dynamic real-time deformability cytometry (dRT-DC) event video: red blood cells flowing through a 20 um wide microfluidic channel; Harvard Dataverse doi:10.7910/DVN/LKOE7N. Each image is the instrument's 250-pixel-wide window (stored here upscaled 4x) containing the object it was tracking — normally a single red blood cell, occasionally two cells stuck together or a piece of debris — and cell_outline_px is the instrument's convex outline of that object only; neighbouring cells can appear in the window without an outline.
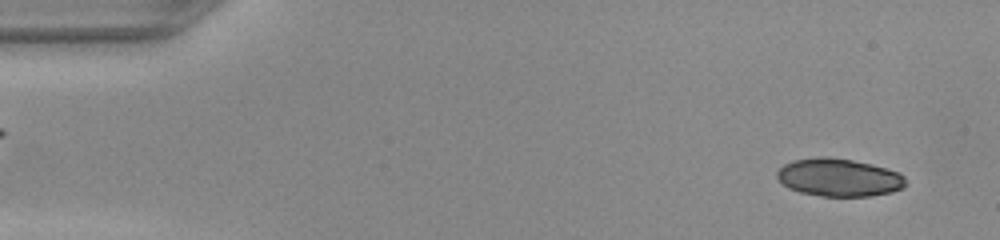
{"species": "common noctule bat (a hibernating species)", "species_latin": "Nyctalus noctula", "temperature_condition": "warm", "stored_images_in_passage": 49, "camera_frame_rate_fps": 3000, "um_per_image_px": 0.085, "animal": {"sex": "female", "body_mass_g": 22.0, "forearm_length_mm": 56.7}, "frame": {"image": 1, "passage_image": 3, "time_ms": 0.667, "image_size_px": [1000, 240], "cell_outline_px": [[908, 184], [904, 188], [892, 192], [872, 196], [820, 196], [800, 192], [788, 188], [776, 176], [776, 172], [784, 164], [792, 160], [816, 156], [828, 156], [852, 160], [872, 164], [900, 172], [904, 176]], "centroid_in_image_um": [71.33, 15.08], "position_along_channel_um": 13.7, "area_um2": 28.78}}
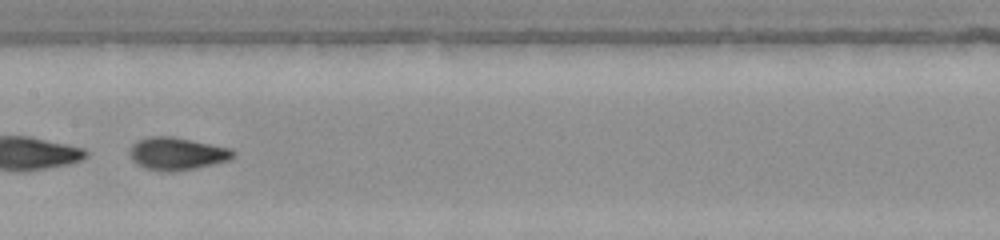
{"frame": {"image": 2, "passage_image": 25, "time_ms": 8.0, "image_size_px": [1000, 240], "cell_outline_px": [[236, 156], [228, 160], [196, 168], [172, 172], [160, 172], [144, 168], [136, 164], [132, 160], [128, 152], [128, 148], [136, 140], [148, 136], [172, 136], [232, 148], [236, 152]], "centroid_in_image_um": [15.0, 13.06], "position_along_channel_um": 192.4, "area_um2": 20.11}}
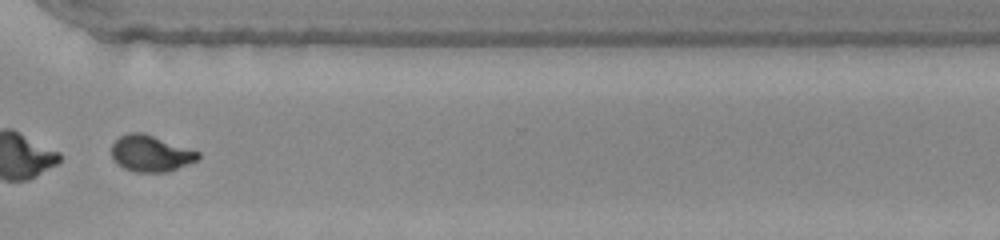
{"frame": {"image": 3, "passage_image": 37, "time_ms": 12.0, "image_size_px": [1000, 240], "cell_outline_px": [[200, 156], [196, 160], [168, 172], [136, 172], [124, 168], [116, 164], [112, 156], [112, 144], [120, 136], [128, 132], [144, 132], [200, 152]], "centroid_in_image_um": [12.79, 13.04], "position_along_channel_um": 357.8, "area_um2": 18.32}}